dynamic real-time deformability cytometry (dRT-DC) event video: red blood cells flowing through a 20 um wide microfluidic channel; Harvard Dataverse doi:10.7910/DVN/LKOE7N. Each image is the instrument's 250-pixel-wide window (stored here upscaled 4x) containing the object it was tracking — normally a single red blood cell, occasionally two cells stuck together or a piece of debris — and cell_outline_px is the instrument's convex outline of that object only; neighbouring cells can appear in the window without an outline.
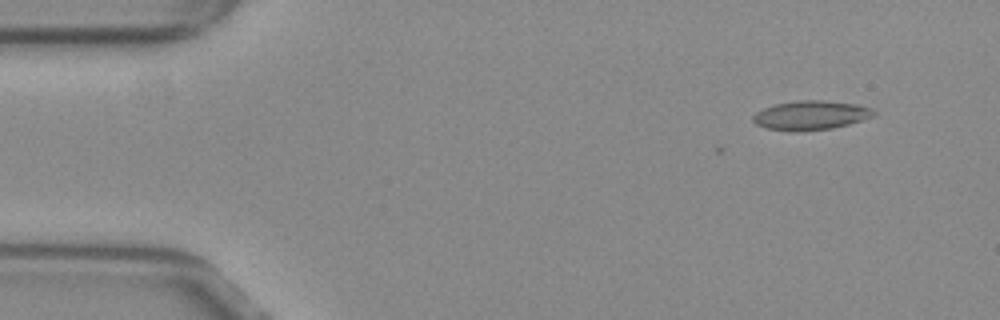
{"species": "common noctule bat (a hibernating species)", "species_latin": "Nyctalus noctula", "temperature_condition": "warm", "stored_images_in_passage": 7, "camera_frame_rate_fps": 3000, "um_per_image_px": 0.085, "animal": {"sex": "female", "body_mass_g": 29.2, "forearm_length_mm": 56.3}, "frame": {"image": 1, "passage_image": 4, "time_ms": 1.0, "image_size_px": [1000, 320], "cell_outline_px": [[876, 112], [872, 116], [848, 124], [832, 128], [764, 128], [756, 124], [752, 120], [752, 116], [756, 112], [764, 108], [776, 104], [796, 100], [820, 100], [856, 104], [872, 108]], "centroid_in_image_um": [68.92, 9.74], "position_along_channel_um": 16.1, "area_um2": 19.48}}